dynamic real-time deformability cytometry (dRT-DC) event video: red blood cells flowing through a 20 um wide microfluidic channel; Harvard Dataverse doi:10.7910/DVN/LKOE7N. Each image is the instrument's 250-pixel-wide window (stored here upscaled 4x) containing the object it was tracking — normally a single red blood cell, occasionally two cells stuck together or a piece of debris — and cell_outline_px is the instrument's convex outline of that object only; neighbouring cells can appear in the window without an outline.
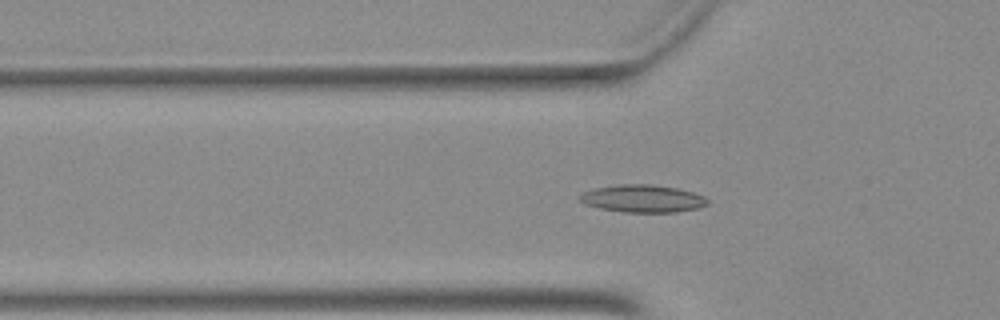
{"species": "Egyptian fruit bat (a non-hibernating species)", "species_latin": "Rousettus aegyptiacus", "temperature_condition": "warm", "stored_images_in_passage": 52, "camera_frame_rate_fps": 3000, "um_per_image_px": 0.085, "animal": {"sex": "female"}, "frame": {"image": 1, "passage_image": 17, "time_ms": 5.333, "image_size_px": [1000, 320], "cell_outline_px": [[708, 204], [700, 208], [676, 212], [624, 212], [600, 208], [584, 204], [580, 200], [580, 196], [584, 192], [596, 188], [620, 184], [652, 184], [676, 188], [692, 192], [704, 196], [708, 200]], "centroid_in_image_um": [54.66, 16.88], "position_along_channel_um": 71.1, "area_um2": 20.4}}
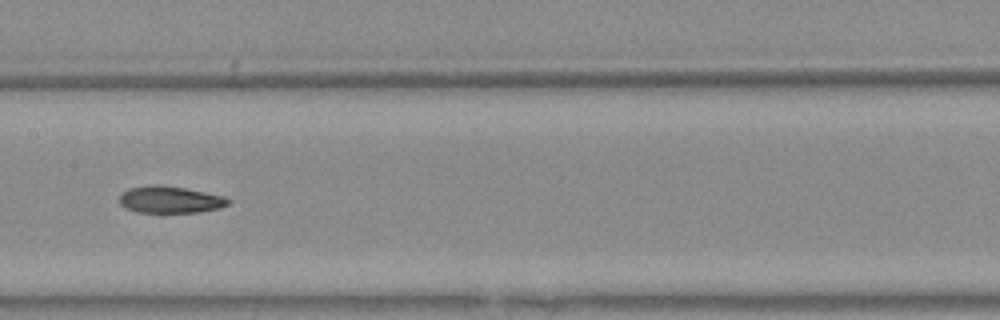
{"frame": {"image": 2, "passage_image": 26, "time_ms": 8.333, "image_size_px": [1000, 320], "cell_outline_px": [[228, 204], [220, 208], [196, 212], [136, 212], [124, 208], [120, 204], [120, 196], [128, 188], [184, 188], [224, 196], [228, 200]], "centroid_in_image_um": [14.48, 17.03], "position_along_channel_um": 192.9, "area_um2": 16.01}}
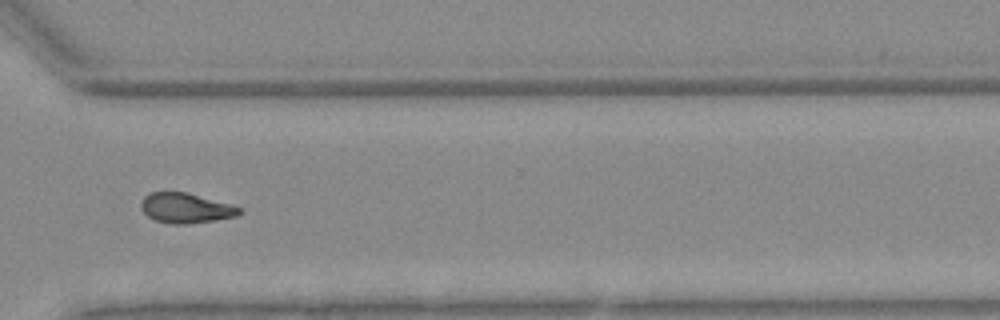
{"frame": {"image": 3, "passage_image": 38, "time_ms": 12.333, "image_size_px": [1000, 320], "cell_outline_px": [[240, 212], [236, 216], [216, 220], [188, 224], [172, 224], [152, 220], [140, 208], [140, 204], [144, 196], [152, 192], [188, 192], [228, 204], [240, 208]], "centroid_in_image_um": [15.73, 17.69], "position_along_channel_um": 354.9, "area_um2": 17.11}}